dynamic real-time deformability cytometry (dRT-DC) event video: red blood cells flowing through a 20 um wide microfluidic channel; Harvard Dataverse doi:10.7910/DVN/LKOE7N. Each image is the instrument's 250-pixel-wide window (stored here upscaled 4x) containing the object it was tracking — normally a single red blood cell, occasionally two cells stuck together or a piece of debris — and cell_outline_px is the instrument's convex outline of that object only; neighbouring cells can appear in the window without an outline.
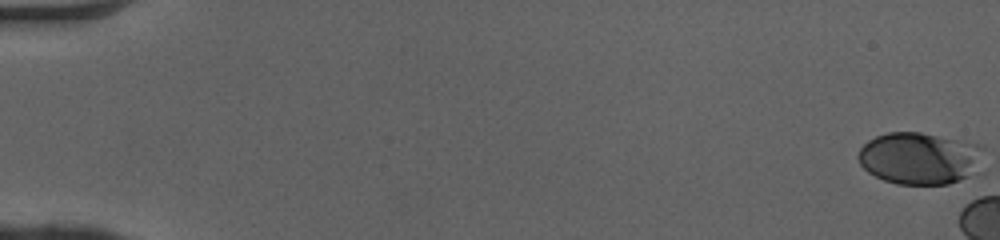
{"species": "human", "species_latin": "Homo sapiens", "temperature_condition": "cold", "stored_images_in_passage": 11, "camera_frame_rate_fps": 3000, "um_per_image_px": 0.085, "donor": {"sex": "female"}, "frame": {"image": 1, "passage_image": 1, "time_ms": 0.0, "image_size_px": [1000, 240], "cell_outline_px": [[984, 148], [976, 172], [968, 176], [948, 184], [896, 184], [884, 180], [868, 172], [860, 164], [856, 156], [860, 148], [868, 140], [876, 136], [888, 132], [920, 132], [980, 144]], "centroid_in_image_um": [78.14, 13.44], "position_along_channel_um": 6.9, "area_um2": 38.03}}